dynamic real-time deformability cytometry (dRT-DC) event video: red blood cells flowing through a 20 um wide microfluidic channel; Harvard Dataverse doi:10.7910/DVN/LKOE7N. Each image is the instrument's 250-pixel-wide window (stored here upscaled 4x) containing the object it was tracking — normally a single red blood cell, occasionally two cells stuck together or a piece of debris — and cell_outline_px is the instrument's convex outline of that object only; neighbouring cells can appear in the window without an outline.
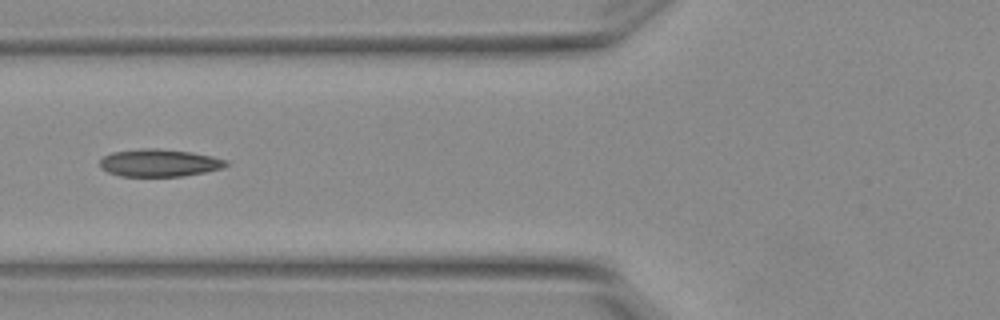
{"species": "Egyptian fruit bat (a non-hibernating species)", "species_latin": "Rousettus aegyptiacus", "temperature_condition": "warm", "stored_images_in_passage": 7, "camera_frame_rate_fps": 3000, "um_per_image_px": 0.085, "animal": {"sex": "female"}, "frame": {"image": 1, "passage_image": 5, "time_ms": 1.333, "image_size_px": [1000, 320], "cell_outline_px": [[228, 164], [220, 168], [204, 172], [184, 176], [120, 176], [108, 172], [100, 168], [100, 160], [104, 156], [112, 152], [144, 148], [156, 148], [192, 152], [212, 156], [228, 160]], "centroid_in_image_um": [13.52, 13.84], "position_along_channel_um": 112.3, "area_um2": 20.17}}
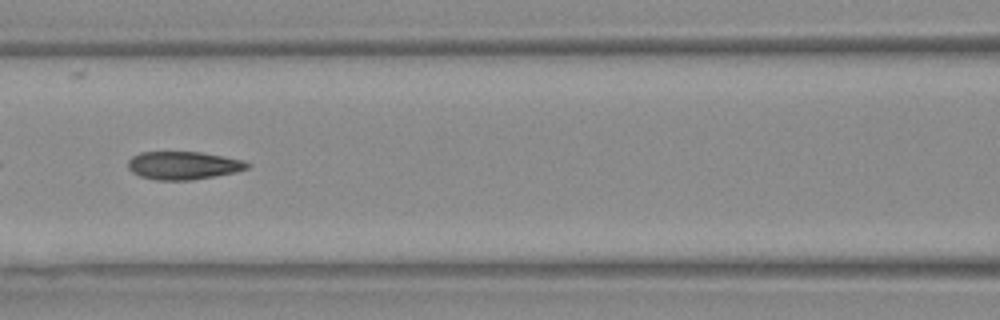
{"frame": {"image": 2, "passage_image": 6, "time_ms": 1.667, "image_size_px": [1000, 320], "cell_outline_px": [[252, 164], [248, 168], [236, 172], [216, 176], [192, 180], [156, 180], [140, 176], [132, 172], [128, 168], [128, 160], [132, 156], [140, 152], [200, 152], [244, 160]], "centroid_in_image_um": [15.59, 14.06], "position_along_channel_um": 151.0, "area_um2": 19.59}}
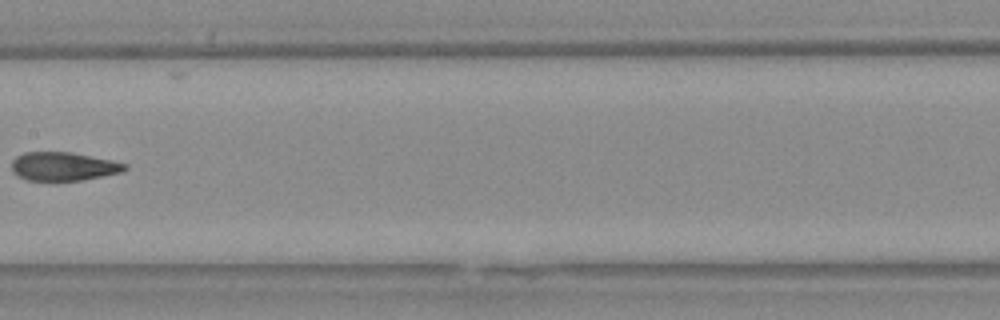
{"frame": {"image": 3, "passage_image": 7, "time_ms": 2.0, "image_size_px": [1000, 320], "cell_outline_px": [[128, 168], [120, 172], [80, 180], [52, 184], [24, 180], [16, 176], [12, 172], [12, 160], [16, 156], [24, 152], [72, 152], [112, 160], [128, 164]], "centroid_in_image_um": [5.31, 14.19], "position_along_channel_um": 202.1, "area_um2": 19.65}}